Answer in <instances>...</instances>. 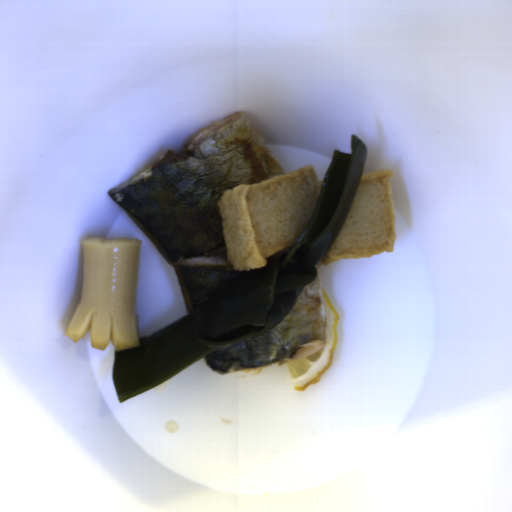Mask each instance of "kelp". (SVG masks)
Returning a JSON list of instances; mask_svg holds the SVG:
<instances>
[{
  "label": "kelp",
  "mask_w": 512,
  "mask_h": 512,
  "mask_svg": "<svg viewBox=\"0 0 512 512\" xmlns=\"http://www.w3.org/2000/svg\"><path fill=\"white\" fill-rule=\"evenodd\" d=\"M351 153L333 150L308 224L297 242L266 258L264 267L236 277L192 315L139 337V346L116 350L113 380L120 402L145 392L200 361L212 349L200 338L232 341L277 324L300 289L318 275L317 263L338 238L353 207L368 147L350 136Z\"/></svg>",
  "instance_id": "1"
}]
</instances>
